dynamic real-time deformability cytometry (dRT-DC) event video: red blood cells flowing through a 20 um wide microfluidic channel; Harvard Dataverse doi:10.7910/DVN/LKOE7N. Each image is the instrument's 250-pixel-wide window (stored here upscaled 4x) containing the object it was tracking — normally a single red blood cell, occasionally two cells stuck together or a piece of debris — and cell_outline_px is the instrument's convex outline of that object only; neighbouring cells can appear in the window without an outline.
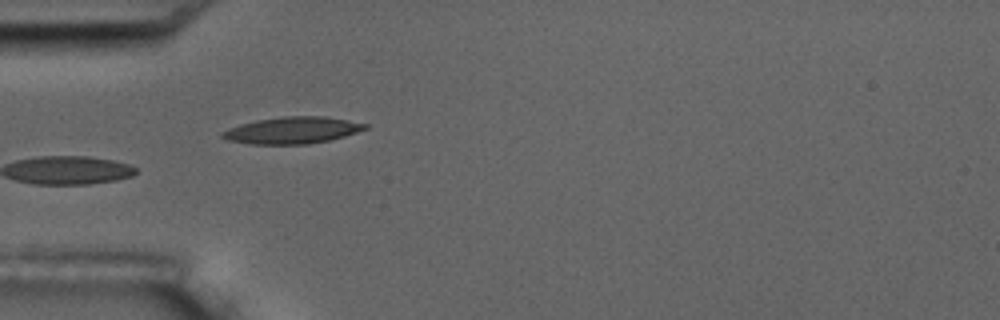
{"species": "common noctule bat (a hibernating species)", "species_latin": "Nyctalus noctula", "temperature_condition": "room temperature", "stored_images_in_passage": 4, "camera_frame_rate_fps": 3000, "um_per_image_px": 0.085, "animal": {"sex": "male", "body_mass_g": 17.5, "forearm_length_mm": 52.3}, "frame": {"image": 1, "passage_image": 2, "time_ms": 1.0, "image_size_px": [1000, 320], "cell_outline_px": [[368, 128], [344, 136], [328, 140], [304, 144], [248, 144], [228, 140], [220, 136], [220, 132], [228, 128], [240, 124], [256, 120], [284, 116], [324, 116], [348, 120], [368, 124]], "centroid_in_image_um": [24.81, 11.07], "position_along_channel_um": 60.2, "area_um2": 22.2}}